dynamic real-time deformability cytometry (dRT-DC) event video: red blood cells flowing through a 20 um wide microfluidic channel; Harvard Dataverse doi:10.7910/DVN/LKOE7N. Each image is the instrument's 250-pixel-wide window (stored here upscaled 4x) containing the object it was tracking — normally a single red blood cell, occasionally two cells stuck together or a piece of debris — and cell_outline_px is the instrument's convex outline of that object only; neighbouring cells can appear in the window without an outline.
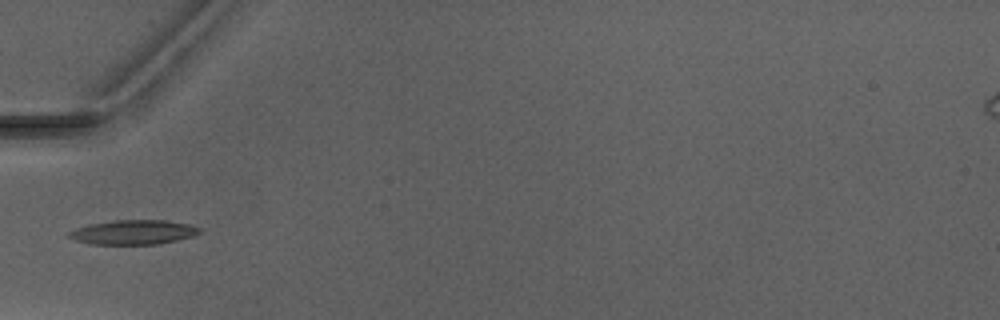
{"species": "Egyptian fruit bat (a non-hibernating species)", "species_latin": "Rousettus aegyptiacus", "temperature_condition": "warm", "stored_images_in_passage": 5, "camera_frame_rate_fps": 3000, "um_per_image_px": 0.085, "animal": {"sex": "male"}, "frame": {"image": 1, "passage_image": 4, "time_ms": 4.667, "image_size_px": [1000, 320], "cell_outline_px": [[204, 232], [192, 236], [160, 244], [88, 244], [64, 236], [68, 232], [76, 228], [92, 224], [112, 220], [164, 220], [192, 224], [200, 228]], "centroid_in_image_um": [11.35, 19.74], "position_along_channel_um": 73.6, "area_um2": 18.79}}